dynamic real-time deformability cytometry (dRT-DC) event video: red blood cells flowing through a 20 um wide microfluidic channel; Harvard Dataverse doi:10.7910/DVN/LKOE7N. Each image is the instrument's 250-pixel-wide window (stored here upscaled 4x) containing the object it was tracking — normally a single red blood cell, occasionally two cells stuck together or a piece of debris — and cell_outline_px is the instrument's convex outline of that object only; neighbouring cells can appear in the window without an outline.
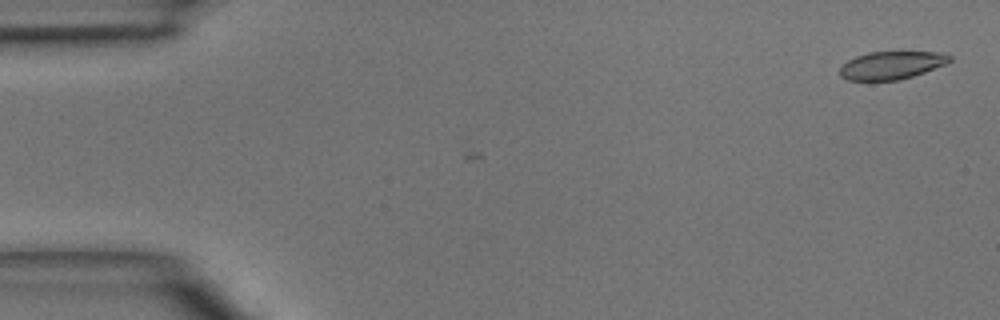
{"species": "common noctule bat (a hibernating species)", "species_latin": "Nyctalus noctula", "temperature_condition": "room temperature", "stored_images_in_passage": 5, "camera_frame_rate_fps": 3000, "um_per_image_px": 0.085, "animal": {"sex": "male", "body_mass_g": 15.6}, "frame": {"image": 1, "passage_image": 2, "time_ms": 0.333, "image_size_px": [1000, 320], "cell_outline_px": [[952, 60], [944, 64], [924, 72], [912, 76], [896, 80], [848, 80], [840, 76], [840, 68], [848, 60], [856, 56], [868, 52], [940, 52], [952, 56]], "centroid_in_image_um": [75.77, 5.54], "position_along_channel_um": 9.2, "area_um2": 17.63}}